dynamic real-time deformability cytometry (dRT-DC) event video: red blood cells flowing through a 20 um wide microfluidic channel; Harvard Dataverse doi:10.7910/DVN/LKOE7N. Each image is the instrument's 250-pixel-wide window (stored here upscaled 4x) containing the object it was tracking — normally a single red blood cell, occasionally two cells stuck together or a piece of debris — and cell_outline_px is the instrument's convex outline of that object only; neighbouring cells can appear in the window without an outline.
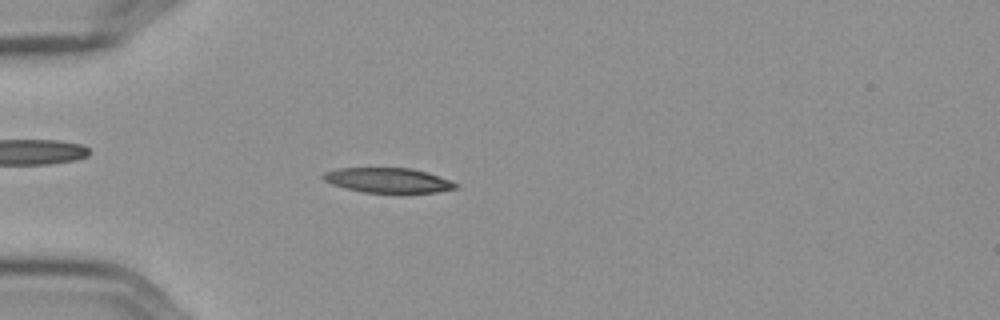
{"species": "Egyptian fruit bat (a non-hibernating species)", "species_latin": "Rousettus aegyptiacus", "temperature_condition": "cold", "stored_images_in_passage": 56, "camera_frame_rate_fps": 3000, "um_per_image_px": 0.085, "frame": {"image": 1, "passage_image": 16, "time_ms": 5.0, "image_size_px": [1000, 320], "cell_outline_px": [[460, 184], [456, 188], [436, 192], [364, 192], [332, 184], [324, 180], [320, 176], [324, 172], [336, 168], [412, 168], [428, 172]], "centroid_in_image_um": [32.98, 15.31], "position_along_channel_um": 52.0, "area_um2": 19.02}}
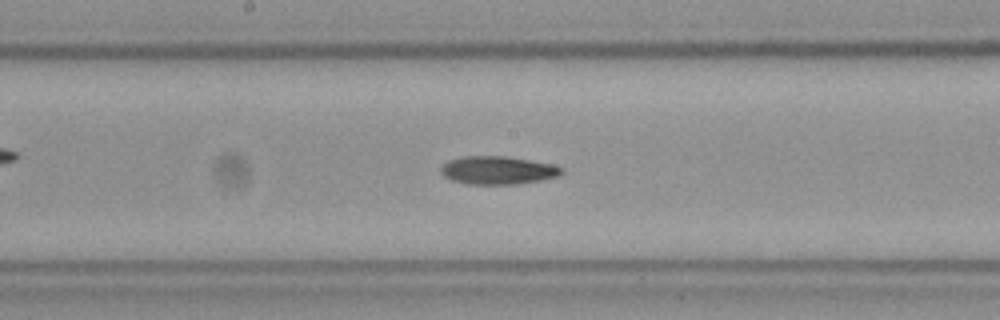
{"frame": {"image": 2, "passage_image": 30, "time_ms": 9.667, "image_size_px": [1000, 320], "cell_outline_px": [[564, 172], [560, 176], [540, 180], [516, 184], [468, 184], [452, 180], [444, 176], [440, 172], [440, 168], [448, 160], [464, 156], [504, 156], [552, 164], [564, 168]], "centroid_in_image_um": [42.32, 14.47], "position_along_channel_um": 205.9, "area_um2": 19.77}}
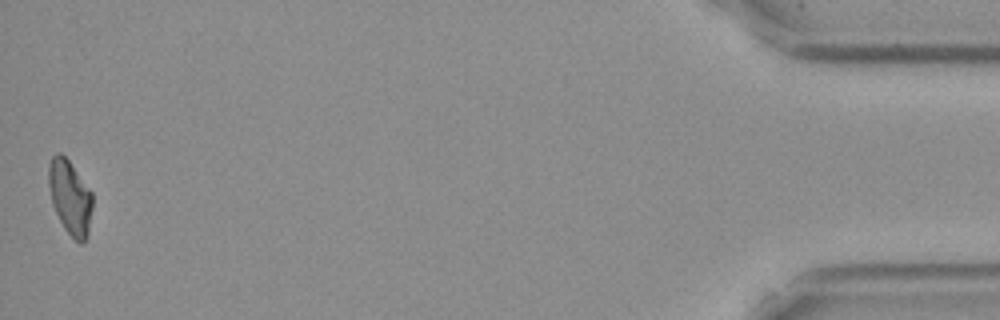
{"frame": {"image": 3, "passage_image": 56, "time_ms": 18.333, "image_size_px": [1000, 320], "cell_outline_px": [[92, 208], [88, 232], [84, 240], [80, 244], [64, 228], [52, 204], [48, 184], [48, 164], [52, 156], [56, 152], [60, 152], [68, 160], [92, 192]], "centroid_in_image_um": [5.93, 16.73], "position_along_channel_um": 429.3, "area_um2": 18.79}, "authors_computed_cell_mechanics": {"area_um2": 19.3052, "velocity_mm_per_s": 3.5795, "shape_relaxation_time_tau1_ms": 5.5437, "shape_relaxation_time_tau2_ms": null, "deformation_change_tau1": 0.1616, "deformation_change_tau2": null}}